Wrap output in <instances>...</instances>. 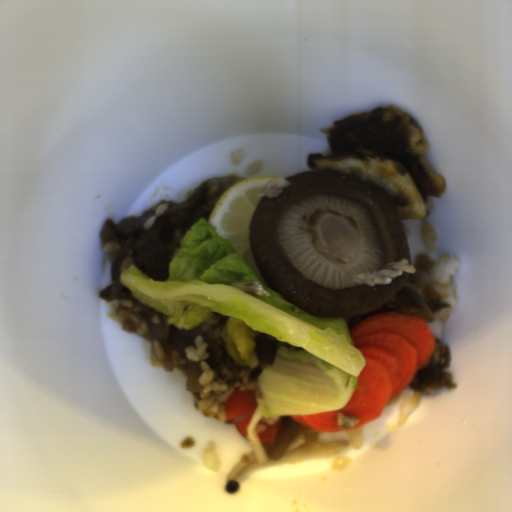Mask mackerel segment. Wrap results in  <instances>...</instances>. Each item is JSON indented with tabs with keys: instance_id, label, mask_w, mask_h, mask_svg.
I'll list each match as a JSON object with an SVG mask.
<instances>
[{
	"instance_id": "14911b7f",
	"label": "mackerel segment",
	"mask_w": 512,
	"mask_h": 512,
	"mask_svg": "<svg viewBox=\"0 0 512 512\" xmlns=\"http://www.w3.org/2000/svg\"><path fill=\"white\" fill-rule=\"evenodd\" d=\"M320 132L330 154L310 153L309 170L347 172L372 181L388 192L400 218L424 221L428 198L446 190L445 178L424 165L428 148L422 127L396 105L352 115Z\"/></svg>"
}]
</instances>
